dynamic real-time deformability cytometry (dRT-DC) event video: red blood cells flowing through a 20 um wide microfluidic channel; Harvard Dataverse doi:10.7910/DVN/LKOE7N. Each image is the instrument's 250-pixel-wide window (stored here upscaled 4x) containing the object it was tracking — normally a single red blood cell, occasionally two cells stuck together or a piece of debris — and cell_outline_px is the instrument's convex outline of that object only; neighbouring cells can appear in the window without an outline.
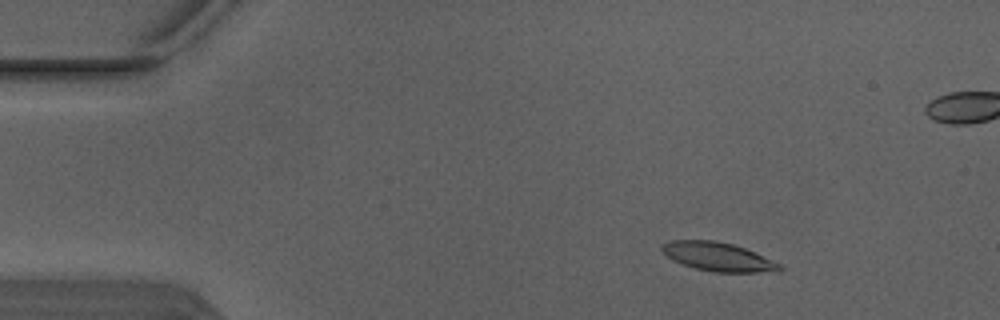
{"species": "Egyptian fruit bat (a non-hibernating species)", "species_latin": "Rousettus aegyptiacus", "temperature_condition": "warm", "stored_images_in_passage": 4, "camera_frame_rate_fps": 3000, "um_per_image_px": 0.085, "animal": {"sex": "male"}, "frame": {"image": 1, "passage_image": 2, "time_ms": 0.333, "image_size_px": [1000, 320], "cell_outline_px": [[784, 268], [780, 272], [712, 272], [696, 268], [672, 260], [660, 248], [660, 244], [672, 240], [716, 240], [732, 244], [744, 248], [780, 264]], "centroid_in_image_um": [61.03, 21.82], "position_along_channel_um": 24.0, "area_um2": 19.59}}